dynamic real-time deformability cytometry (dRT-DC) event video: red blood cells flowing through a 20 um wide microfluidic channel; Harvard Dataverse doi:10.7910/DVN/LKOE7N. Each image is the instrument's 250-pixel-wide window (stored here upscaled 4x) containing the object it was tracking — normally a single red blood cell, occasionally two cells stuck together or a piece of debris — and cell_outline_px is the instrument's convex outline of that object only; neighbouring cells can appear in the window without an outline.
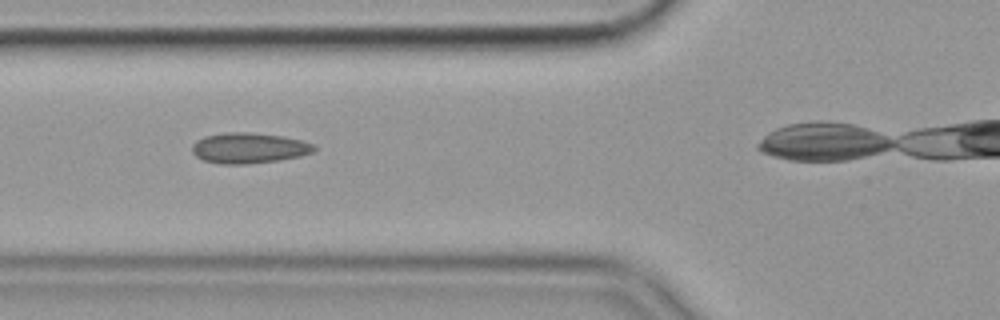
{"species": "common noctule bat (a hibernating species)", "species_latin": "Nyctalus noctula", "temperature_condition": "cold", "stored_images_in_passage": 35, "camera_frame_rate_fps": 3000, "um_per_image_px": 0.085, "animal": {"sex": "female", "body_mass_g": 19.9}, "frame": {"image": 1, "passage_image": 11, "time_ms": 3.333, "image_size_px": [1000, 320], "cell_outline_px": [[316, 148], [312, 152], [300, 156], [280, 160], [248, 164], [220, 164], [204, 160], [196, 156], [192, 152], [192, 144], [196, 140], [204, 136], [224, 132], [248, 132], [284, 136], [300, 140], [312, 144]], "centroid_in_image_um": [21.12, 12.58], "position_along_channel_um": 104.7, "area_um2": 21.79}}